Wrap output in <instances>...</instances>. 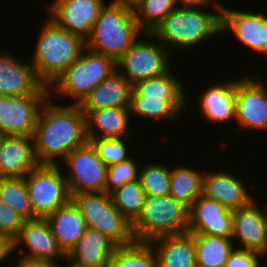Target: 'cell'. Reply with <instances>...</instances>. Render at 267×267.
<instances>
[{
	"label": "cell",
	"instance_id": "6da1fadb",
	"mask_svg": "<svg viewBox=\"0 0 267 267\" xmlns=\"http://www.w3.org/2000/svg\"><path fill=\"white\" fill-rule=\"evenodd\" d=\"M49 97L40 109L33 137L39 164L56 165L88 142L86 115L78 104L57 105Z\"/></svg>",
	"mask_w": 267,
	"mask_h": 267
},
{
	"label": "cell",
	"instance_id": "7a4b0ae2",
	"mask_svg": "<svg viewBox=\"0 0 267 267\" xmlns=\"http://www.w3.org/2000/svg\"><path fill=\"white\" fill-rule=\"evenodd\" d=\"M47 19L40 29L31 62L38 78L50 86L80 57L86 41Z\"/></svg>",
	"mask_w": 267,
	"mask_h": 267
},
{
	"label": "cell",
	"instance_id": "3957f363",
	"mask_svg": "<svg viewBox=\"0 0 267 267\" xmlns=\"http://www.w3.org/2000/svg\"><path fill=\"white\" fill-rule=\"evenodd\" d=\"M222 11L176 7L151 32L165 48L187 50L222 33Z\"/></svg>",
	"mask_w": 267,
	"mask_h": 267
},
{
	"label": "cell",
	"instance_id": "277c9868",
	"mask_svg": "<svg viewBox=\"0 0 267 267\" xmlns=\"http://www.w3.org/2000/svg\"><path fill=\"white\" fill-rule=\"evenodd\" d=\"M141 34V35H140ZM133 6L108 2L101 10L86 41V48L114 59L119 58L141 37Z\"/></svg>",
	"mask_w": 267,
	"mask_h": 267
},
{
	"label": "cell",
	"instance_id": "5b68a950",
	"mask_svg": "<svg viewBox=\"0 0 267 267\" xmlns=\"http://www.w3.org/2000/svg\"><path fill=\"white\" fill-rule=\"evenodd\" d=\"M190 208L172 196H146L141 214L132 223L135 241L150 242L163 235L188 232Z\"/></svg>",
	"mask_w": 267,
	"mask_h": 267
},
{
	"label": "cell",
	"instance_id": "8992f818",
	"mask_svg": "<svg viewBox=\"0 0 267 267\" xmlns=\"http://www.w3.org/2000/svg\"><path fill=\"white\" fill-rule=\"evenodd\" d=\"M115 71L117 68L114 59L85 48L80 57L49 86L50 95L55 92L60 96H68L75 99L72 104H79Z\"/></svg>",
	"mask_w": 267,
	"mask_h": 267
},
{
	"label": "cell",
	"instance_id": "52a82bcc",
	"mask_svg": "<svg viewBox=\"0 0 267 267\" xmlns=\"http://www.w3.org/2000/svg\"><path fill=\"white\" fill-rule=\"evenodd\" d=\"M88 227L97 229L117 247L135 241L132 224L115 207L111 194L79 193L72 196Z\"/></svg>",
	"mask_w": 267,
	"mask_h": 267
},
{
	"label": "cell",
	"instance_id": "ba28073f",
	"mask_svg": "<svg viewBox=\"0 0 267 267\" xmlns=\"http://www.w3.org/2000/svg\"><path fill=\"white\" fill-rule=\"evenodd\" d=\"M142 35L143 37L137 39L116 62L117 71L132 85L172 69L169 63V50L156 41L151 33L143 32Z\"/></svg>",
	"mask_w": 267,
	"mask_h": 267
},
{
	"label": "cell",
	"instance_id": "9c48e42d",
	"mask_svg": "<svg viewBox=\"0 0 267 267\" xmlns=\"http://www.w3.org/2000/svg\"><path fill=\"white\" fill-rule=\"evenodd\" d=\"M61 171L58 164H39L25 176L35 217L46 218L72 199Z\"/></svg>",
	"mask_w": 267,
	"mask_h": 267
},
{
	"label": "cell",
	"instance_id": "30bf717a",
	"mask_svg": "<svg viewBox=\"0 0 267 267\" xmlns=\"http://www.w3.org/2000/svg\"><path fill=\"white\" fill-rule=\"evenodd\" d=\"M64 161L68 166L65 178L71 197L79 193L104 192L108 166L89 142L74 149Z\"/></svg>",
	"mask_w": 267,
	"mask_h": 267
},
{
	"label": "cell",
	"instance_id": "8fae6325",
	"mask_svg": "<svg viewBox=\"0 0 267 267\" xmlns=\"http://www.w3.org/2000/svg\"><path fill=\"white\" fill-rule=\"evenodd\" d=\"M49 97L52 95H0V134L32 137L40 109Z\"/></svg>",
	"mask_w": 267,
	"mask_h": 267
},
{
	"label": "cell",
	"instance_id": "7c38bea8",
	"mask_svg": "<svg viewBox=\"0 0 267 267\" xmlns=\"http://www.w3.org/2000/svg\"><path fill=\"white\" fill-rule=\"evenodd\" d=\"M25 245V251L21 256L31 259L67 262V253L60 246L58 240L52 234L50 225L46 218H34L24 220L17 236L11 242V252Z\"/></svg>",
	"mask_w": 267,
	"mask_h": 267
},
{
	"label": "cell",
	"instance_id": "4fadbf2b",
	"mask_svg": "<svg viewBox=\"0 0 267 267\" xmlns=\"http://www.w3.org/2000/svg\"><path fill=\"white\" fill-rule=\"evenodd\" d=\"M253 78L236 80L234 122L244 130L267 131V87Z\"/></svg>",
	"mask_w": 267,
	"mask_h": 267
},
{
	"label": "cell",
	"instance_id": "5bb4252c",
	"mask_svg": "<svg viewBox=\"0 0 267 267\" xmlns=\"http://www.w3.org/2000/svg\"><path fill=\"white\" fill-rule=\"evenodd\" d=\"M105 0H54L46 8L59 27L86 40L106 5Z\"/></svg>",
	"mask_w": 267,
	"mask_h": 267
},
{
	"label": "cell",
	"instance_id": "9a60e30c",
	"mask_svg": "<svg viewBox=\"0 0 267 267\" xmlns=\"http://www.w3.org/2000/svg\"><path fill=\"white\" fill-rule=\"evenodd\" d=\"M265 207L261 209L253 199L246 206L233 210L232 239L236 248L267 255V204Z\"/></svg>",
	"mask_w": 267,
	"mask_h": 267
},
{
	"label": "cell",
	"instance_id": "2e32d148",
	"mask_svg": "<svg viewBox=\"0 0 267 267\" xmlns=\"http://www.w3.org/2000/svg\"><path fill=\"white\" fill-rule=\"evenodd\" d=\"M221 31H231L240 43L267 59V17L263 13L223 6Z\"/></svg>",
	"mask_w": 267,
	"mask_h": 267
},
{
	"label": "cell",
	"instance_id": "e0dca14e",
	"mask_svg": "<svg viewBox=\"0 0 267 267\" xmlns=\"http://www.w3.org/2000/svg\"><path fill=\"white\" fill-rule=\"evenodd\" d=\"M30 94H50L49 86L38 78L32 63L19 61L11 53L0 52V95Z\"/></svg>",
	"mask_w": 267,
	"mask_h": 267
},
{
	"label": "cell",
	"instance_id": "ac0fdd59",
	"mask_svg": "<svg viewBox=\"0 0 267 267\" xmlns=\"http://www.w3.org/2000/svg\"><path fill=\"white\" fill-rule=\"evenodd\" d=\"M188 233L232 238L233 210L201 194L190 207Z\"/></svg>",
	"mask_w": 267,
	"mask_h": 267
},
{
	"label": "cell",
	"instance_id": "d6986e66",
	"mask_svg": "<svg viewBox=\"0 0 267 267\" xmlns=\"http://www.w3.org/2000/svg\"><path fill=\"white\" fill-rule=\"evenodd\" d=\"M39 163L33 137L3 135L0 146V177H25Z\"/></svg>",
	"mask_w": 267,
	"mask_h": 267
},
{
	"label": "cell",
	"instance_id": "ffe728a7",
	"mask_svg": "<svg viewBox=\"0 0 267 267\" xmlns=\"http://www.w3.org/2000/svg\"><path fill=\"white\" fill-rule=\"evenodd\" d=\"M133 85L118 71L97 85L78 104L87 115L91 110L120 107L129 108Z\"/></svg>",
	"mask_w": 267,
	"mask_h": 267
},
{
	"label": "cell",
	"instance_id": "44dd1931",
	"mask_svg": "<svg viewBox=\"0 0 267 267\" xmlns=\"http://www.w3.org/2000/svg\"><path fill=\"white\" fill-rule=\"evenodd\" d=\"M203 195L220 202L230 210L246 206L254 199L241 179L224 170L206 172L203 175Z\"/></svg>",
	"mask_w": 267,
	"mask_h": 267
},
{
	"label": "cell",
	"instance_id": "7402d4cb",
	"mask_svg": "<svg viewBox=\"0 0 267 267\" xmlns=\"http://www.w3.org/2000/svg\"><path fill=\"white\" fill-rule=\"evenodd\" d=\"M117 246L97 229L88 227L74 248L67 254L73 267H107Z\"/></svg>",
	"mask_w": 267,
	"mask_h": 267
},
{
	"label": "cell",
	"instance_id": "603a6c76",
	"mask_svg": "<svg viewBox=\"0 0 267 267\" xmlns=\"http://www.w3.org/2000/svg\"><path fill=\"white\" fill-rule=\"evenodd\" d=\"M159 267H196L194 233L163 235L150 241Z\"/></svg>",
	"mask_w": 267,
	"mask_h": 267
},
{
	"label": "cell",
	"instance_id": "cb8c5ba5",
	"mask_svg": "<svg viewBox=\"0 0 267 267\" xmlns=\"http://www.w3.org/2000/svg\"><path fill=\"white\" fill-rule=\"evenodd\" d=\"M52 234L68 254L81 239L87 228L79 207L71 199L46 217Z\"/></svg>",
	"mask_w": 267,
	"mask_h": 267
},
{
	"label": "cell",
	"instance_id": "d4e9b609",
	"mask_svg": "<svg viewBox=\"0 0 267 267\" xmlns=\"http://www.w3.org/2000/svg\"><path fill=\"white\" fill-rule=\"evenodd\" d=\"M212 84L199 97L201 113L213 123L233 121L235 117L236 80Z\"/></svg>",
	"mask_w": 267,
	"mask_h": 267
},
{
	"label": "cell",
	"instance_id": "484cf974",
	"mask_svg": "<svg viewBox=\"0 0 267 267\" xmlns=\"http://www.w3.org/2000/svg\"><path fill=\"white\" fill-rule=\"evenodd\" d=\"M130 114L129 108L120 107L91 110L86 115L87 137L128 139Z\"/></svg>",
	"mask_w": 267,
	"mask_h": 267
},
{
	"label": "cell",
	"instance_id": "4316f807",
	"mask_svg": "<svg viewBox=\"0 0 267 267\" xmlns=\"http://www.w3.org/2000/svg\"><path fill=\"white\" fill-rule=\"evenodd\" d=\"M187 100H163V98H146L132 90L130 113L143 119L175 121L185 107ZM169 119V120H168Z\"/></svg>",
	"mask_w": 267,
	"mask_h": 267
},
{
	"label": "cell",
	"instance_id": "83f0119b",
	"mask_svg": "<svg viewBox=\"0 0 267 267\" xmlns=\"http://www.w3.org/2000/svg\"><path fill=\"white\" fill-rule=\"evenodd\" d=\"M196 267H224L235 249L232 238L194 234Z\"/></svg>",
	"mask_w": 267,
	"mask_h": 267
},
{
	"label": "cell",
	"instance_id": "f1b7e54d",
	"mask_svg": "<svg viewBox=\"0 0 267 267\" xmlns=\"http://www.w3.org/2000/svg\"><path fill=\"white\" fill-rule=\"evenodd\" d=\"M203 175L184 165L171 168L169 195L190 208L197 197L203 194Z\"/></svg>",
	"mask_w": 267,
	"mask_h": 267
},
{
	"label": "cell",
	"instance_id": "f546056e",
	"mask_svg": "<svg viewBox=\"0 0 267 267\" xmlns=\"http://www.w3.org/2000/svg\"><path fill=\"white\" fill-rule=\"evenodd\" d=\"M107 267H159V263L150 242L134 241L116 247Z\"/></svg>",
	"mask_w": 267,
	"mask_h": 267
},
{
	"label": "cell",
	"instance_id": "4dcf8cb0",
	"mask_svg": "<svg viewBox=\"0 0 267 267\" xmlns=\"http://www.w3.org/2000/svg\"><path fill=\"white\" fill-rule=\"evenodd\" d=\"M184 83L170 69L159 76L142 80L133 85V89L146 98L163 100H186Z\"/></svg>",
	"mask_w": 267,
	"mask_h": 267
},
{
	"label": "cell",
	"instance_id": "1f68e13d",
	"mask_svg": "<svg viewBox=\"0 0 267 267\" xmlns=\"http://www.w3.org/2000/svg\"><path fill=\"white\" fill-rule=\"evenodd\" d=\"M0 199L24 220L36 218L25 177H0Z\"/></svg>",
	"mask_w": 267,
	"mask_h": 267
},
{
	"label": "cell",
	"instance_id": "d6a6232c",
	"mask_svg": "<svg viewBox=\"0 0 267 267\" xmlns=\"http://www.w3.org/2000/svg\"><path fill=\"white\" fill-rule=\"evenodd\" d=\"M111 197L115 207L132 224L142 212L146 194L138 179L116 189Z\"/></svg>",
	"mask_w": 267,
	"mask_h": 267
},
{
	"label": "cell",
	"instance_id": "836d02e7",
	"mask_svg": "<svg viewBox=\"0 0 267 267\" xmlns=\"http://www.w3.org/2000/svg\"><path fill=\"white\" fill-rule=\"evenodd\" d=\"M176 7L175 0H139L133 11L140 29L151 33Z\"/></svg>",
	"mask_w": 267,
	"mask_h": 267
},
{
	"label": "cell",
	"instance_id": "e575fe53",
	"mask_svg": "<svg viewBox=\"0 0 267 267\" xmlns=\"http://www.w3.org/2000/svg\"><path fill=\"white\" fill-rule=\"evenodd\" d=\"M139 169V180L146 196L162 197L169 195L170 167L161 163H147Z\"/></svg>",
	"mask_w": 267,
	"mask_h": 267
},
{
	"label": "cell",
	"instance_id": "d590c367",
	"mask_svg": "<svg viewBox=\"0 0 267 267\" xmlns=\"http://www.w3.org/2000/svg\"><path fill=\"white\" fill-rule=\"evenodd\" d=\"M88 142L95 149L97 155L107 165H113L130 158L125 139L123 138H98L87 137Z\"/></svg>",
	"mask_w": 267,
	"mask_h": 267
},
{
	"label": "cell",
	"instance_id": "8d00e7d4",
	"mask_svg": "<svg viewBox=\"0 0 267 267\" xmlns=\"http://www.w3.org/2000/svg\"><path fill=\"white\" fill-rule=\"evenodd\" d=\"M139 179V167L135 159L128 158L107 167L104 192L111 194L124 184Z\"/></svg>",
	"mask_w": 267,
	"mask_h": 267
},
{
	"label": "cell",
	"instance_id": "74e56055",
	"mask_svg": "<svg viewBox=\"0 0 267 267\" xmlns=\"http://www.w3.org/2000/svg\"><path fill=\"white\" fill-rule=\"evenodd\" d=\"M23 222L24 219L16 214L0 199V235H3L12 242L19 233Z\"/></svg>",
	"mask_w": 267,
	"mask_h": 267
},
{
	"label": "cell",
	"instance_id": "f35d334b",
	"mask_svg": "<svg viewBox=\"0 0 267 267\" xmlns=\"http://www.w3.org/2000/svg\"><path fill=\"white\" fill-rule=\"evenodd\" d=\"M262 256L264 255L256 251L235 247L224 267H261L260 259Z\"/></svg>",
	"mask_w": 267,
	"mask_h": 267
},
{
	"label": "cell",
	"instance_id": "ab89813d",
	"mask_svg": "<svg viewBox=\"0 0 267 267\" xmlns=\"http://www.w3.org/2000/svg\"><path fill=\"white\" fill-rule=\"evenodd\" d=\"M212 3L215 11H222L224 5H220L221 3L216 0H175L176 6L181 8H199L205 9L209 3Z\"/></svg>",
	"mask_w": 267,
	"mask_h": 267
},
{
	"label": "cell",
	"instance_id": "60d3db41",
	"mask_svg": "<svg viewBox=\"0 0 267 267\" xmlns=\"http://www.w3.org/2000/svg\"><path fill=\"white\" fill-rule=\"evenodd\" d=\"M18 257L15 267H59L58 265H60L58 262L49 260L31 259L22 256Z\"/></svg>",
	"mask_w": 267,
	"mask_h": 267
},
{
	"label": "cell",
	"instance_id": "b9f144b4",
	"mask_svg": "<svg viewBox=\"0 0 267 267\" xmlns=\"http://www.w3.org/2000/svg\"><path fill=\"white\" fill-rule=\"evenodd\" d=\"M9 254H12L11 242L3 235H0V264L4 262L5 258H8Z\"/></svg>",
	"mask_w": 267,
	"mask_h": 267
},
{
	"label": "cell",
	"instance_id": "7bdbcfd3",
	"mask_svg": "<svg viewBox=\"0 0 267 267\" xmlns=\"http://www.w3.org/2000/svg\"><path fill=\"white\" fill-rule=\"evenodd\" d=\"M139 0H112L111 3L134 6Z\"/></svg>",
	"mask_w": 267,
	"mask_h": 267
},
{
	"label": "cell",
	"instance_id": "ee69618b",
	"mask_svg": "<svg viewBox=\"0 0 267 267\" xmlns=\"http://www.w3.org/2000/svg\"><path fill=\"white\" fill-rule=\"evenodd\" d=\"M2 134H0V146H1V141H2Z\"/></svg>",
	"mask_w": 267,
	"mask_h": 267
}]
</instances>
